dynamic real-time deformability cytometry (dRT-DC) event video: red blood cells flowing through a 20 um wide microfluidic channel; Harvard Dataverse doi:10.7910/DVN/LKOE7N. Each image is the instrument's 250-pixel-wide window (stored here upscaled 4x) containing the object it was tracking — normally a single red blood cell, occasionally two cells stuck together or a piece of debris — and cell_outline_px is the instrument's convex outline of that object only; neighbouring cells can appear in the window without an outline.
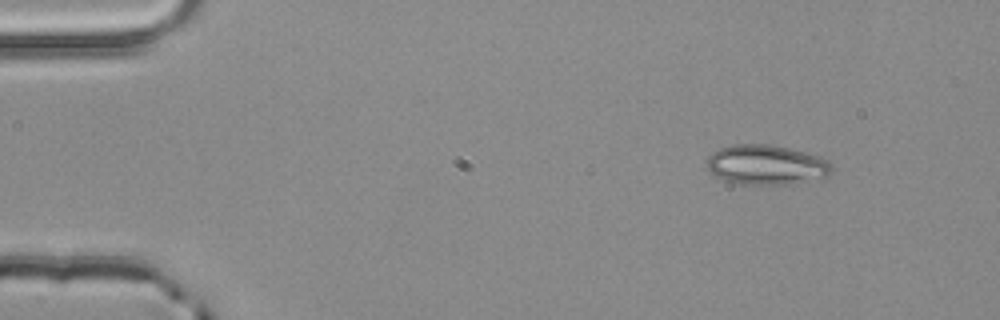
{"species": "common noctule bat (a hibernating species)", "species_latin": "Nyctalus noctula", "temperature_condition": "room temperature", "stored_images_in_passage": 3, "camera_frame_rate_fps": 3000, "um_per_image_px": 0.085, "animal": {"sex": "male", "body_mass_g": 20.4}, "frame": {"image": 1, "passage_image": 1, "time_ms": 0.0, "image_size_px": [1000, 320], "cell_outline_px": [[832, 172], [828, 176], [792, 184], [736, 184], [724, 180], [716, 176], [704, 164], [704, 160], [712, 152], [720, 148], [732, 144], [768, 144], [788, 148], [820, 156], [828, 160], [832, 164]], "centroid_in_image_um": [65.11, 14.01], "position_along_channel_um": 19.9, "area_um2": 29.25}}